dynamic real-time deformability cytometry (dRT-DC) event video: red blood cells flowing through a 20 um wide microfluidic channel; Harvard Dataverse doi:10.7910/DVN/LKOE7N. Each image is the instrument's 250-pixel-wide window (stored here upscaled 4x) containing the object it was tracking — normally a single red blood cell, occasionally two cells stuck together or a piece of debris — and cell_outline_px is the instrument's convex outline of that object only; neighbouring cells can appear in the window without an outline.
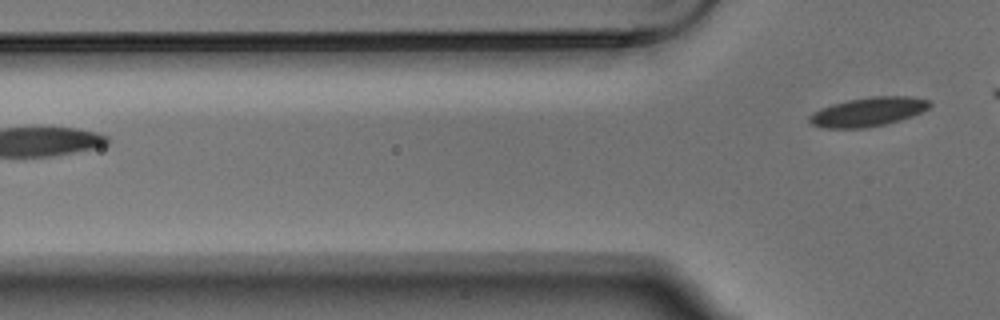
{"species": "Egyptian fruit bat (a non-hibernating species)", "species_latin": "Rousettus aegyptiacus", "temperature_condition": "warm", "stored_images_in_passage": 4, "camera_frame_rate_fps": 3000, "um_per_image_px": 0.085, "animal": {"sex": "male"}, "frame": {"image": 1, "passage_image": 4, "time_ms": 1.0, "image_size_px": [1000, 320], "cell_outline_px": [[932, 104], [928, 108], [912, 116], [900, 120], [884, 124], [864, 128], [824, 128], [812, 124], [808, 120], [808, 116], [812, 112], [820, 108], [832, 104], [848, 100], [872, 96], [908, 96], [928, 100]], "centroid_in_image_um": [73.75, 9.5], "position_along_channel_um": 52.0, "area_um2": 20.29}}